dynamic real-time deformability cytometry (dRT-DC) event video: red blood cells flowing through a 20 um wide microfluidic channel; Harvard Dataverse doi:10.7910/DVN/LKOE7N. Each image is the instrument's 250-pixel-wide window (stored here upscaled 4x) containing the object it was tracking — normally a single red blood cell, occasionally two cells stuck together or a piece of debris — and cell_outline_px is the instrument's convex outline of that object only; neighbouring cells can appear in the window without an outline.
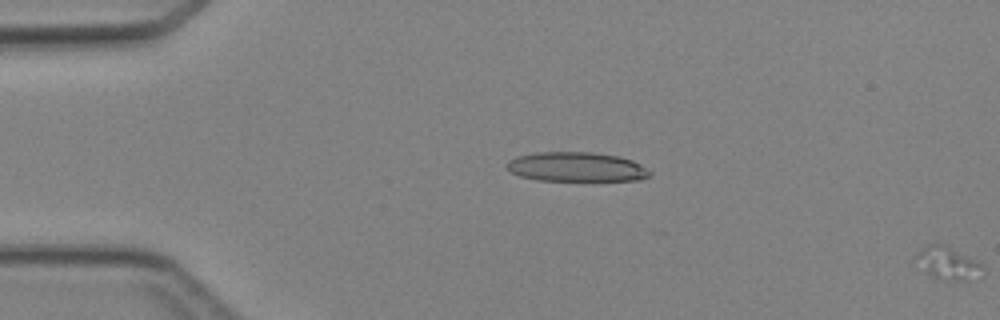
{"species": "Egyptian fruit bat (a non-hibernating species)", "species_latin": "Rousettus aegyptiacus", "temperature_condition": "cold", "stored_images_in_passage": 9, "segment_of_instrument_passage": [2, 2], "camera_frame_rate_fps": 3000, "um_per_image_px": 0.085, "animal": {"sex": "female"}, "frame": {"image": 1, "passage_image": 9, "time_ms": 2.667, "image_size_px": [1000, 320], "cell_outline_px": [[984, 276], [964, 280], [944, 280], [932, 276], [928, 272], [916, 256], [928, 244], [944, 244], [980, 260], [984, 268]], "centroid_in_image_um": [80.74, 22.37], "position_along_channel_um": 4.3, "area_um2": 12.48}}